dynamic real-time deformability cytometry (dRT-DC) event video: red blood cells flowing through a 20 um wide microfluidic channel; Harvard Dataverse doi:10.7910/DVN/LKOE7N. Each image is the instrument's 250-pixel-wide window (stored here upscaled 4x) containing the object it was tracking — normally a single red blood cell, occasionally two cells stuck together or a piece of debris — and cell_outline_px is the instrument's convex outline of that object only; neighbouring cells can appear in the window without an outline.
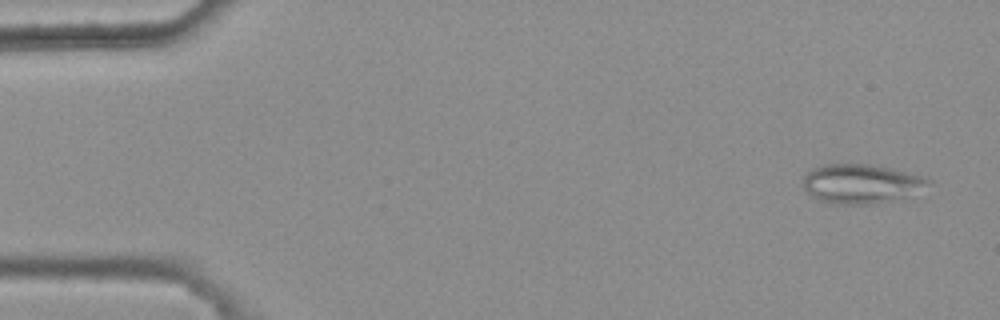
{"species": "common noctule bat (a hibernating species)", "species_latin": "Nyctalus noctula", "temperature_condition": "warm", "stored_images_in_passage": 4, "camera_frame_rate_fps": 3000, "um_per_image_px": 0.085, "animal": {"sex": "female", "body_mass_g": 25.1}, "frame": {"image": 1, "passage_image": 1, "time_ms": 0.0, "image_size_px": [1000, 320], "cell_outline_px": [[932, 184], [908, 196], [872, 204], [840, 204], [820, 200], [812, 196], [804, 188], [804, 176], [812, 168], [824, 164], [872, 164], [892, 168], [920, 176], [932, 180]], "centroid_in_image_um": [73.21, 15.6], "position_along_channel_um": 11.8, "area_um2": 28.44}}